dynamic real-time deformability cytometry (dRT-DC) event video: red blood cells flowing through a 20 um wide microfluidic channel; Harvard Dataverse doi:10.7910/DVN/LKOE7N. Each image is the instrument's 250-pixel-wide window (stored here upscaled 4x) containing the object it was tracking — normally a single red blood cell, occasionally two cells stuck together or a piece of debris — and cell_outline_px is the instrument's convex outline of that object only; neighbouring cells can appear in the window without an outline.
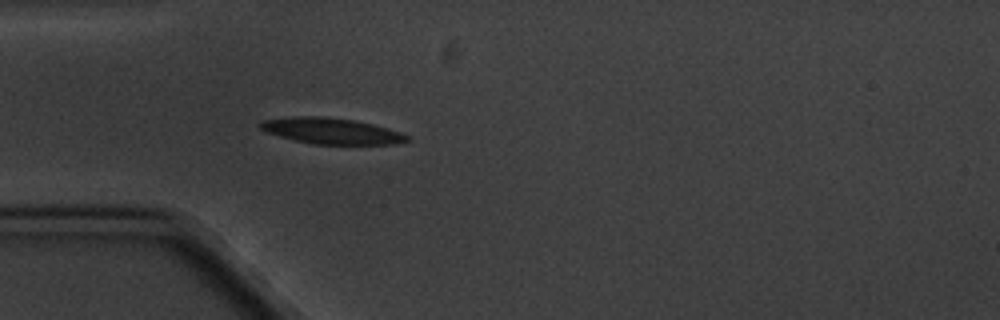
{"species": "common noctule bat (a hibernating species)", "species_latin": "Nyctalus noctula", "temperature_condition": "cold", "stored_images_in_passage": 5, "camera_frame_rate_fps": 3000, "um_per_image_px": 0.085, "animal": {"sex": "male", "body_mass_g": 20.1, "forearm_length_mm": 53.5}, "frame": {"image": 1, "passage_image": 5, "time_ms": 4.667, "image_size_px": [1000, 320], "cell_outline_px": [[412, 140], [396, 144], [312, 144], [280, 136], [268, 132], [260, 128], [256, 124], [260, 120], [296, 116], [320, 116], [352, 120], [372, 124], [388, 128], [400, 132], [408, 136]], "centroid_in_image_um": [28.16, 11.13], "position_along_channel_um": 56.8, "area_um2": 22.14}}